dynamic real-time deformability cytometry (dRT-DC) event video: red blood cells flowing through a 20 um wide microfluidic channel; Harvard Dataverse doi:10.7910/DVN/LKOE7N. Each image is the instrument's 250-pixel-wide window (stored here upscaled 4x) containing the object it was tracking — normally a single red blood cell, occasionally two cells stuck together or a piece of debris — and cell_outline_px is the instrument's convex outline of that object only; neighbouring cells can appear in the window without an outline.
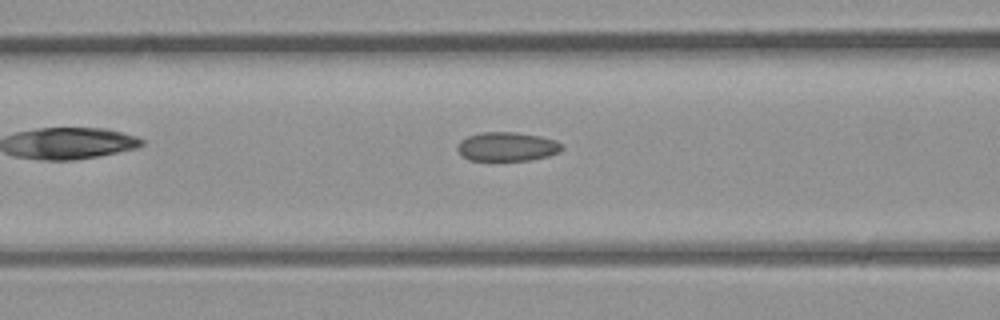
{"species": "common noctule bat (a hibernating species)", "species_latin": "Nyctalus noctula", "temperature_condition": "room temperature", "stored_images_in_passage": 20, "camera_frame_rate_fps": 3000, "um_per_image_px": 0.085, "animal": {"sex": "male", "body_mass_g": 23.1, "forearm_length_mm": 52.7}, "frame": {"image": 1, "passage_image": 4, "time_ms": 1.0, "image_size_px": [1000, 320], "cell_outline_px": [[564, 148], [560, 152], [548, 156], [528, 160], [468, 160], [456, 148], [460, 140], [468, 136], [480, 132], [516, 132], [540, 136], [556, 140], [564, 144]], "centroid_in_image_um": [43.14, 12.45], "position_along_channel_um": 123.5, "area_um2": 17.74}}
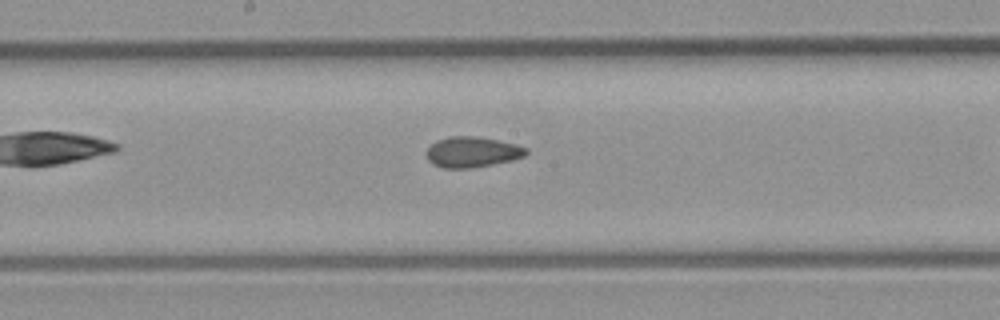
{"frame": {"image": 2, "passage_image": 9, "time_ms": 2.667, "image_size_px": [1000, 320], "cell_outline_px": [[528, 152], [524, 156], [512, 160], [492, 164], [468, 168], [444, 168], [432, 164], [428, 160], [424, 152], [436, 140], [448, 136], [472, 136], [496, 140], [516, 144], [528, 148]], "centroid_in_image_um": [40.1, 12.92], "position_along_channel_um": 208.1, "area_um2": 17.74}}
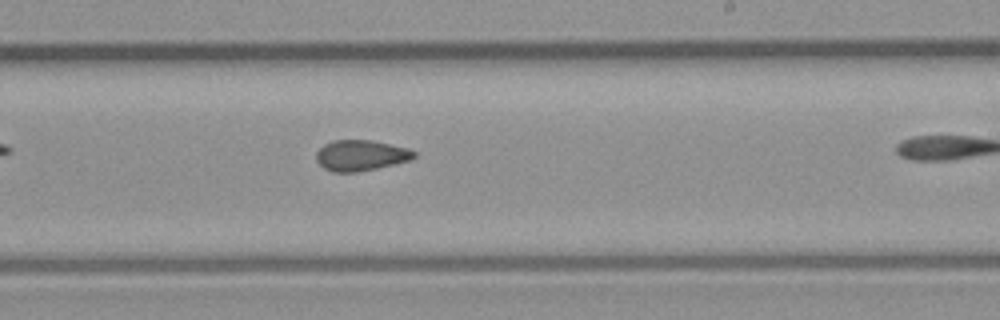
{"frame": {"image": 3, "passage_image": 12, "time_ms": 3.667, "image_size_px": [1000, 320], "cell_outline_px": [[416, 156], [412, 160], [376, 168], [356, 172], [332, 172], [324, 168], [316, 160], [316, 152], [324, 144], [332, 140], [372, 140], [408, 148], [416, 152]], "centroid_in_image_um": [30.67, 13.2], "position_along_channel_um": 258.3, "area_um2": 17.57}}